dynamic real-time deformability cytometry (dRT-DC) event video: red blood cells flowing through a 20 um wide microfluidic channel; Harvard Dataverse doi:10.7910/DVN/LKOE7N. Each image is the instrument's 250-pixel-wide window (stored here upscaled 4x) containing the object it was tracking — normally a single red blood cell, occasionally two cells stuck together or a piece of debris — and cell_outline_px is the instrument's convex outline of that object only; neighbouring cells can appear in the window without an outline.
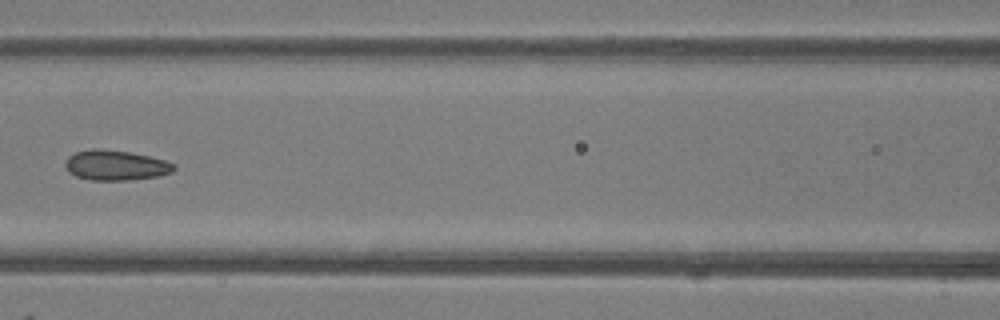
{"species": "common noctule bat (a hibernating species)", "species_latin": "Nyctalus noctula", "temperature_condition": "room temperature", "stored_images_in_passage": 7, "camera_frame_rate_fps": 3000, "um_per_image_px": 0.085, "animal": {"sex": "female"}, "frame": {"image": 1, "passage_image": 5, "time_ms": 4.667, "image_size_px": [1000, 320], "cell_outline_px": [[176, 168], [172, 172], [160, 176], [128, 180], [92, 180], [76, 176], [68, 172], [64, 164], [68, 156], [76, 152], [92, 148], [96, 148], [128, 152], [148, 156], [164, 160], [176, 164]], "centroid_in_image_um": [9.83, 14.05], "position_along_channel_um": 156.8, "area_um2": 19.07}}
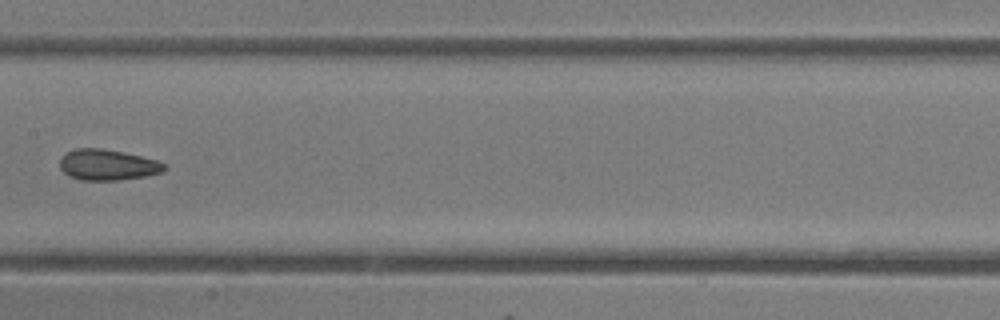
{"frame": {"image": 2, "passage_image": 6, "time_ms": 5.667, "image_size_px": [1000, 320], "cell_outline_px": [[168, 168], [160, 172], [144, 176], [120, 180], [80, 180], [64, 172], [60, 168], [60, 160], [64, 152], [76, 148], [100, 148], [124, 152], [156, 160], [168, 164]], "centroid_in_image_um": [9.15, 14.0], "position_along_channel_um": 198.3, "area_um2": 18.79}}
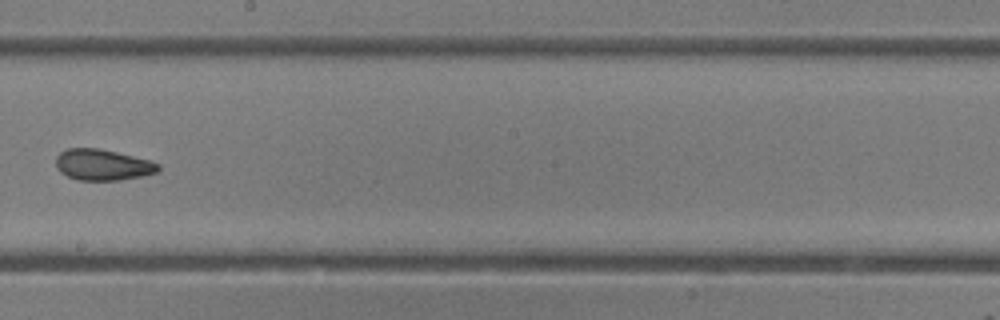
{"frame": {"image": 3, "passage_image": 7, "time_ms": 6.667, "image_size_px": [1000, 320], "cell_outline_px": [[160, 168], [156, 172], [140, 176], [120, 180], [76, 180], [60, 172], [56, 168], [56, 156], [60, 152], [68, 148], [100, 148], [148, 160], [160, 164]], "centroid_in_image_um": [8.68, 14.01], "position_along_channel_um": 239.5, "area_um2": 18.44}}